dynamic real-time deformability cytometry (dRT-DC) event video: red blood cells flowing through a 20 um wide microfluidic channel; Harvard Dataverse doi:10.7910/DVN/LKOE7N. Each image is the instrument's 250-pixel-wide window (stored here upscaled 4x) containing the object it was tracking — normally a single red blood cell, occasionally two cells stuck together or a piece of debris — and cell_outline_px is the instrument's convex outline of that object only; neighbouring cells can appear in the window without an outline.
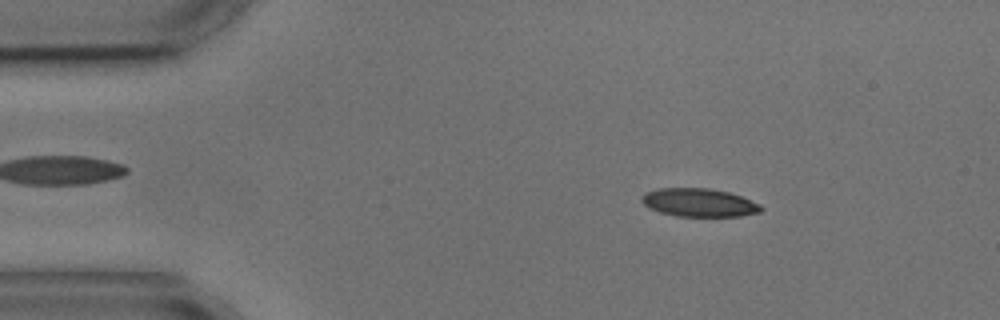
{"species": "common noctule bat (a hibernating species)", "species_latin": "Nyctalus noctula", "temperature_condition": "cold", "stored_images_in_passage": 4, "camera_frame_rate_fps": 3000, "um_per_image_px": 0.085, "animal": {"sex": "male", "body_mass_g": 17.9, "forearm_length_mm": 54.2}, "frame": {"image": 1, "passage_image": 2, "time_ms": 1.0, "image_size_px": [1000, 320], "cell_outline_px": [[764, 208], [760, 212], [740, 216], [676, 216], [660, 212], [648, 208], [640, 200], [640, 196], [644, 192], [660, 188], [708, 188], [728, 192], [740, 196], [760, 204]], "centroid_in_image_um": [59.38, 17.22], "position_along_channel_um": 25.6, "area_um2": 19.71}}
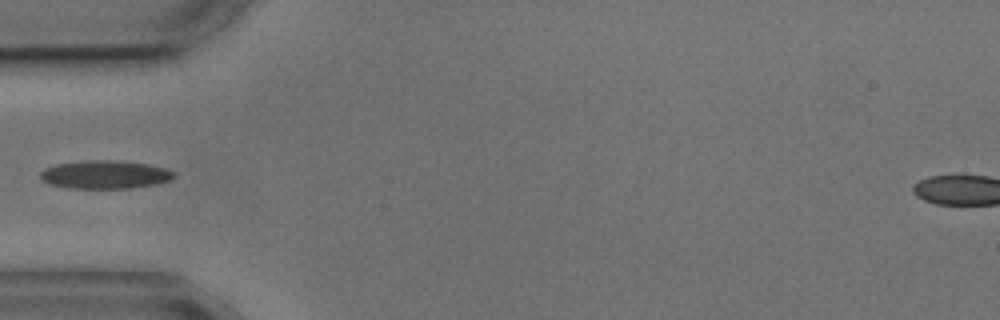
{"frame": {"image": 2, "passage_image": 4, "time_ms": 4.0, "image_size_px": [1000, 320], "cell_outline_px": [[176, 176], [172, 180], [156, 184], [132, 188], [68, 188], [48, 184], [40, 180], [40, 172], [44, 168], [56, 164], [80, 160], [116, 160], [148, 164], [164, 168], [172, 172]], "centroid_in_image_um": [8.88, 14.84], "position_along_channel_um": 76.1, "area_um2": 22.25}}